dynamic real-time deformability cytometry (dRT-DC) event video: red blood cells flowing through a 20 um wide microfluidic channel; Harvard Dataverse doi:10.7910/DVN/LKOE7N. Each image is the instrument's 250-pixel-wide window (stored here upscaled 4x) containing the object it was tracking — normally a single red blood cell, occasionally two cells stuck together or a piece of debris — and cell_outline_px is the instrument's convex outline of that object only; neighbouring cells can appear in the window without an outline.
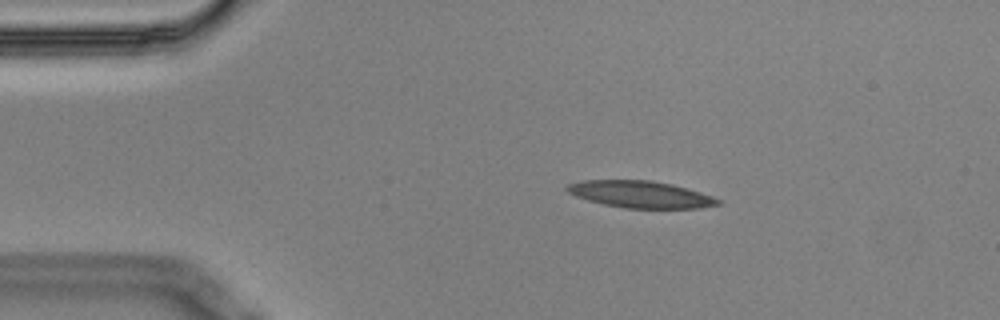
{"species": "Egyptian fruit bat (a non-hibernating species)", "species_latin": "Rousettus aegyptiacus", "temperature_condition": "cold", "stored_images_in_passage": 3, "camera_frame_rate_fps": 3000, "um_per_image_px": 0.085, "animal": {"sex": "male"}, "frame": {"image": 1, "passage_image": 2, "time_ms": 0.333, "image_size_px": [1000, 320], "cell_outline_px": [[720, 204], [700, 208], [624, 208], [604, 204], [588, 200], [576, 196], [568, 192], [564, 188], [568, 184], [580, 180], [648, 180], [672, 184], [700, 192], [712, 196], [720, 200]], "centroid_in_image_um": [54.42, 16.51], "position_along_channel_um": 30.6, "area_um2": 23.52}}